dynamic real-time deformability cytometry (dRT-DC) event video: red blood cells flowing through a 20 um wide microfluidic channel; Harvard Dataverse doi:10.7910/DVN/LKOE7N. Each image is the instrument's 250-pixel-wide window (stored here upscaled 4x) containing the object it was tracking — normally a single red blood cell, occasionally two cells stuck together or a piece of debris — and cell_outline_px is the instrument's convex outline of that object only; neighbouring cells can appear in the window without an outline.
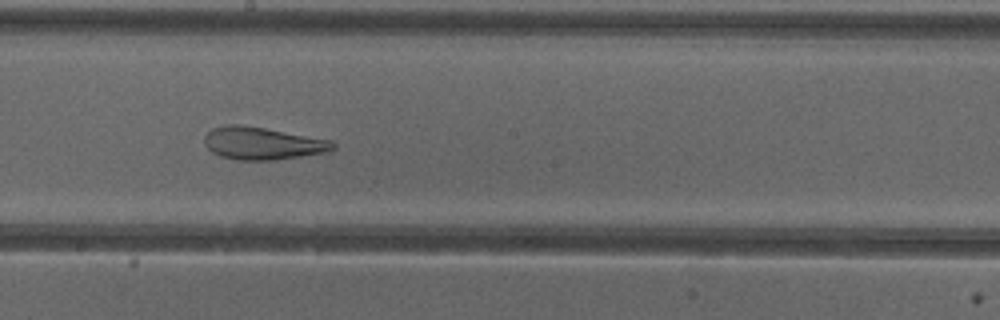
{"species": "common noctule bat (a hibernating species)", "species_latin": "Nyctalus noctula", "temperature_condition": "cold", "stored_images_in_passage": 48, "camera_frame_rate_fps": 3000, "um_per_image_px": 0.085, "animal": {"sex": "female"}, "frame": {"image": 1, "passage_image": 28, "time_ms": 9.0, "image_size_px": [1000, 320], "cell_outline_px": [[336, 148], [328, 152], [276, 160], [240, 160], [220, 156], [212, 152], [204, 144], [204, 136], [212, 128], [228, 124], [236, 124], [264, 128], [332, 140], [336, 144]], "centroid_in_image_um": [22.33, 12.19], "position_along_channel_um": 225.9, "area_um2": 24.39}}